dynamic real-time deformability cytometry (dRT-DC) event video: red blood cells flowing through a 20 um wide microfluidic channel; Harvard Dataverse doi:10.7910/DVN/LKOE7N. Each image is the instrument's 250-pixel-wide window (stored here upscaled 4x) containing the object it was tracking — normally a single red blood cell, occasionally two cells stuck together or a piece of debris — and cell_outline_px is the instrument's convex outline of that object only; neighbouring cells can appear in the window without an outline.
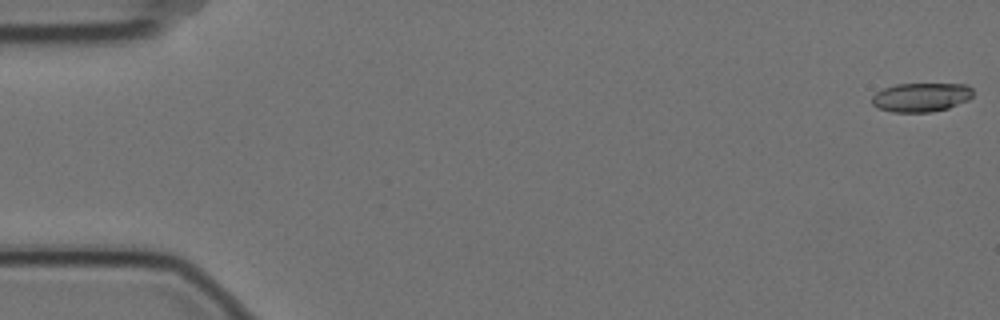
{"species": "Egyptian fruit bat (a non-hibernating species)", "species_latin": "Rousettus aegyptiacus", "temperature_condition": "cold", "stored_images_in_passage": 4, "camera_frame_rate_fps": 3000, "um_per_image_px": 0.085, "animal": {"sex": "female"}, "frame": {"image": 1, "passage_image": 1, "time_ms": 0.0, "image_size_px": [1000, 320], "cell_outline_px": [[972, 96], [968, 100], [948, 108], [932, 112], [892, 112], [880, 108], [872, 104], [872, 96], [876, 92], [884, 88], [896, 84], [968, 84], [972, 88]], "centroid_in_image_um": [78.3, 8.26], "position_along_channel_um": 6.7, "area_um2": 17.05}}
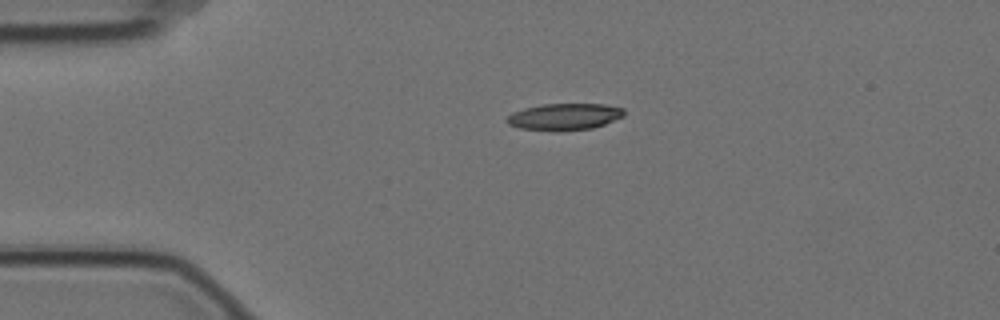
{"frame": {"image": 2, "passage_image": 4, "time_ms": 1.0, "image_size_px": [1000, 320], "cell_outline_px": [[624, 116], [604, 124], [592, 128], [556, 132], [552, 132], [520, 128], [508, 124], [504, 120], [512, 112], [524, 108], [544, 104], [604, 104], [624, 108]], "centroid_in_image_um": [47.95, 9.93], "position_along_channel_um": 37.1, "area_um2": 18.44}}